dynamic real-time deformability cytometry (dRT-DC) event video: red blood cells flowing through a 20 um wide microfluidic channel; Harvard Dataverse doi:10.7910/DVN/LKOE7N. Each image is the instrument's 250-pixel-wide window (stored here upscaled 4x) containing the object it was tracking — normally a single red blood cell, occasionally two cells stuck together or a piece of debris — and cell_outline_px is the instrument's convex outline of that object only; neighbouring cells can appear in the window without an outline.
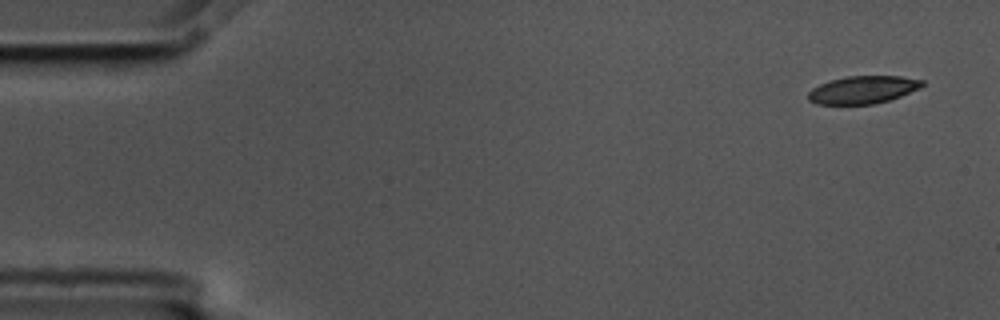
{"species": "common noctule bat (a hibernating species)", "species_latin": "Nyctalus noctula", "temperature_condition": "cold", "stored_images_in_passage": 4, "camera_frame_rate_fps": 3000, "um_per_image_px": 0.085, "animal": {"sex": "male", "body_mass_g": 17.5, "forearm_length_mm": 52.3}, "frame": {"image": 1, "passage_image": 1, "time_ms": 0.0, "image_size_px": [1000, 320], "cell_outline_px": [[924, 84], [920, 88], [900, 96], [888, 100], [872, 104], [816, 104], [808, 100], [808, 92], [812, 88], [820, 84], [832, 80], [848, 76], [900, 76], [924, 80]], "centroid_in_image_um": [73.34, 7.63], "position_along_channel_um": 11.7, "area_um2": 18.26}}
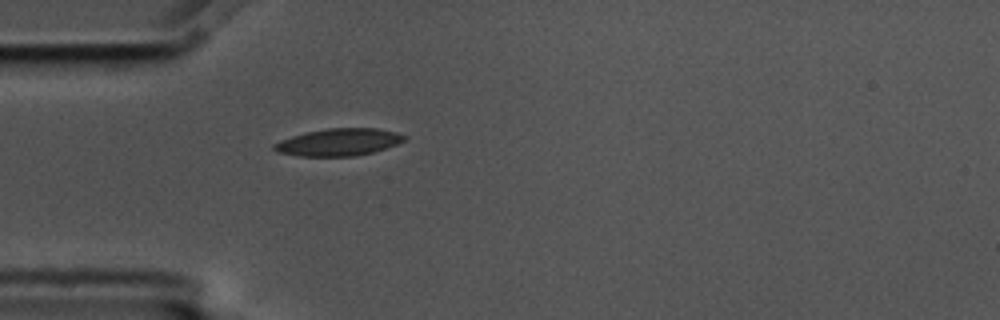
{"frame": {"image": 2, "passage_image": 4, "time_ms": 1.0, "image_size_px": [1000, 320], "cell_outline_px": [[408, 136], [404, 140], [396, 144], [372, 152], [356, 156], [296, 156], [276, 152], [272, 148], [272, 144], [280, 140], [304, 132], [328, 128], [376, 128], [396, 132]], "centroid_in_image_um": [28.73, 12.08], "position_along_channel_um": 56.3, "area_um2": 20.75}}